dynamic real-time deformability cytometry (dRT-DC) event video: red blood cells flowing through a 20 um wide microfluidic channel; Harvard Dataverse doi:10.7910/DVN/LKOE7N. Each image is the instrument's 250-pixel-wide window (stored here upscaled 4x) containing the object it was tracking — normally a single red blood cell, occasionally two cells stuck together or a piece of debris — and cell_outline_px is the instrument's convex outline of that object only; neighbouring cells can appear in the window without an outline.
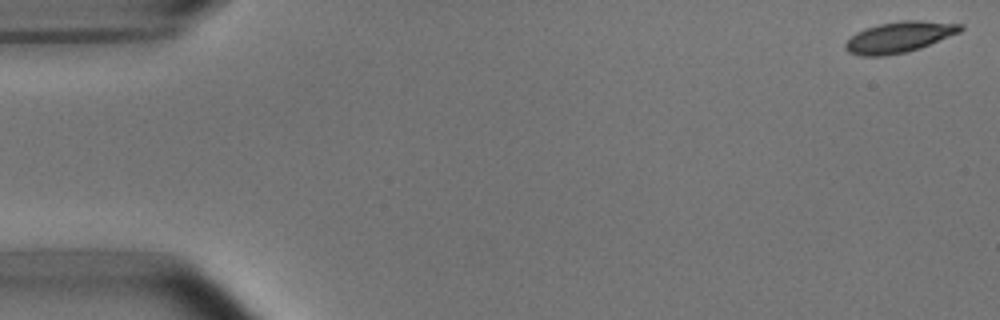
{"species": "common noctule bat (a hibernating species)", "species_latin": "Nyctalus noctula", "temperature_condition": "room temperature", "stored_images_in_passage": 52, "camera_frame_rate_fps": 3000, "um_per_image_px": 0.085, "animal": {"sex": "male", "body_mass_g": 15.6}, "frame": {"image": 1, "passage_image": 1, "time_ms": 0.0, "image_size_px": [1000, 320], "cell_outline_px": [[964, 28], [960, 32], [920, 48], [904, 52], [884, 56], [860, 56], [848, 52], [844, 48], [844, 44], [856, 32], [880, 24], [904, 20], [920, 20], [964, 24]], "centroid_in_image_um": [76.44, 3.15], "position_along_channel_um": 8.6, "area_um2": 20.58}}
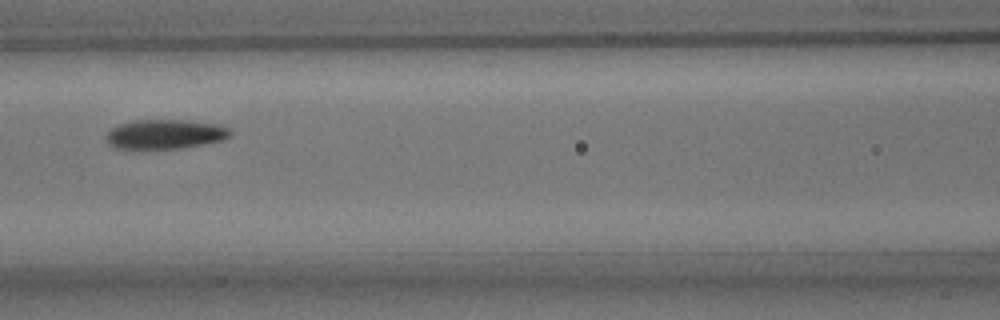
{"frame": {"image": 2, "passage_image": 23, "time_ms": 7.333, "image_size_px": [1000, 320], "cell_outline_px": [[232, 132], [224, 140], [204, 144], [180, 148], [112, 148], [108, 144], [108, 132], [112, 128], [120, 124], [136, 120], [188, 120], [220, 124], [228, 128]], "centroid_in_image_um": [14.08, 11.4], "position_along_channel_um": 152.5, "area_um2": 21.15}}
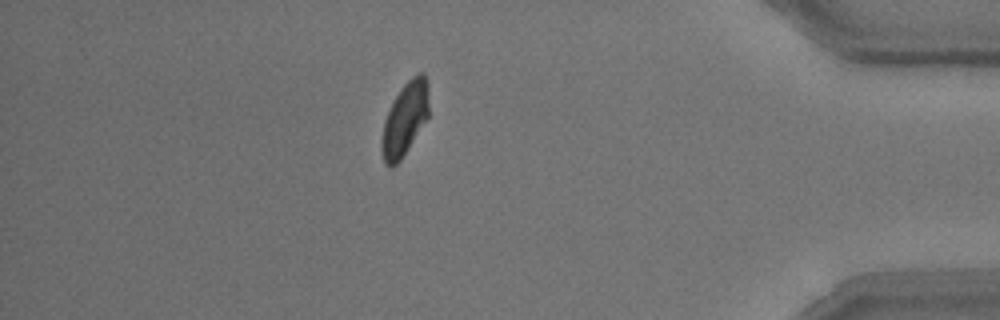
{"frame": {"image": 3, "passage_image": 46, "time_ms": 15.0, "image_size_px": [1000, 320], "cell_outline_px": [[428, 116], [400, 160], [392, 168], [384, 164], [380, 148], [380, 140], [384, 120], [400, 88], [412, 76], [420, 72], [424, 72], [428, 80]], "centroid_in_image_um": [34.39, 10.11], "position_along_channel_um": 400.8, "area_um2": 20.06}, "authors_computed_cell_mechanics": {"area_um2": 20.9525, "velocity_mm_per_s": 3.7618, "shape_relaxation_time_tau1_ms": 2.55, "shape_relaxation_time_tau2_ms": 4.2754, "deformation_change_tau1": 0.1431, "deformation_change_tau2": 0.1023}}